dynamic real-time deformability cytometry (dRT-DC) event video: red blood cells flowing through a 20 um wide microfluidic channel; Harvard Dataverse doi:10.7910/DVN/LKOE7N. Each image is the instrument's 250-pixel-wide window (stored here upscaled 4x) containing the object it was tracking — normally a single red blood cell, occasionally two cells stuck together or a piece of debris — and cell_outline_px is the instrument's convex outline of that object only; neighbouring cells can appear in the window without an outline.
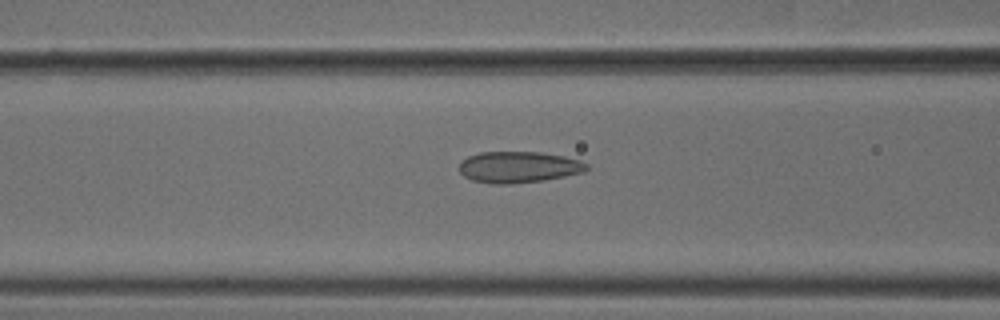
{"species": "common noctule bat (a hibernating species)", "species_latin": "Nyctalus noctula", "temperature_condition": "cold", "stored_images_in_passage": 54, "camera_frame_rate_fps": 3000, "um_per_image_px": 0.085, "animal": {"sex": "male", "body_mass_g": 18.8}, "frame": {"image": 1, "passage_image": 22, "time_ms": 7.0, "image_size_px": [1000, 320], "cell_outline_px": [[588, 168], [584, 172], [544, 180], [512, 184], [496, 184], [472, 180], [464, 176], [460, 172], [460, 164], [468, 156], [480, 152], [540, 152], [564, 156], [580, 160], [588, 164]], "centroid_in_image_um": [44.1, 14.2], "position_along_channel_um": 122.5, "area_um2": 23.18}}
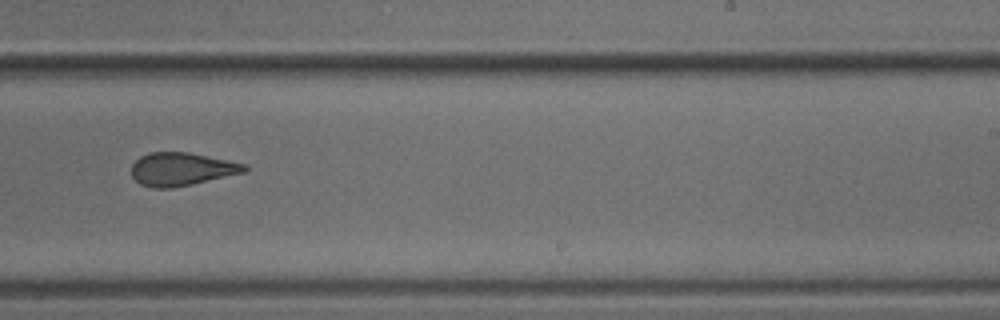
{"frame": {"image": 2, "passage_image": 34, "time_ms": 11.0, "image_size_px": [1000, 320], "cell_outline_px": [[248, 172], [192, 184], [172, 188], [152, 188], [140, 184], [132, 176], [132, 164], [140, 156], [148, 152], [188, 152], [228, 160], [244, 164], [248, 168]], "centroid_in_image_um": [15.44, 14.38], "position_along_channel_um": 273.6, "area_um2": 21.91}}
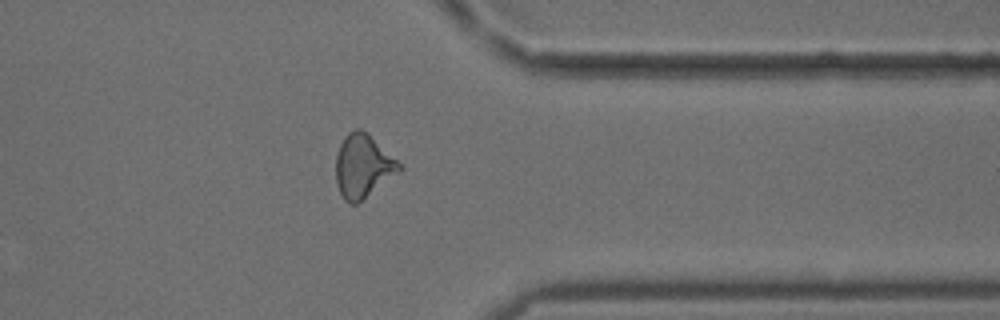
{"frame": {"image": 3, "passage_image": 43, "time_ms": 14.0, "image_size_px": [1000, 320], "cell_outline_px": [[404, 168], [400, 172], [356, 204], [352, 204], [344, 200], [336, 184], [336, 156], [340, 144], [344, 136], [348, 132], [356, 128], [360, 128], [368, 132]], "centroid_in_image_um": [30.84, 14.1], "position_along_channel_um": 380.6, "area_um2": 23.35}, "authors_computed_cell_mechanics": {"area_um2": 23.1489, "velocity_mm_per_s": 3.7729, "shape_relaxation_time_tau1_ms": 5.1577, "shape_relaxation_time_tau2_ms": 1.66, "deformation_change_tau1": 0.1331, "deformation_change_tau2": 0.0915}}